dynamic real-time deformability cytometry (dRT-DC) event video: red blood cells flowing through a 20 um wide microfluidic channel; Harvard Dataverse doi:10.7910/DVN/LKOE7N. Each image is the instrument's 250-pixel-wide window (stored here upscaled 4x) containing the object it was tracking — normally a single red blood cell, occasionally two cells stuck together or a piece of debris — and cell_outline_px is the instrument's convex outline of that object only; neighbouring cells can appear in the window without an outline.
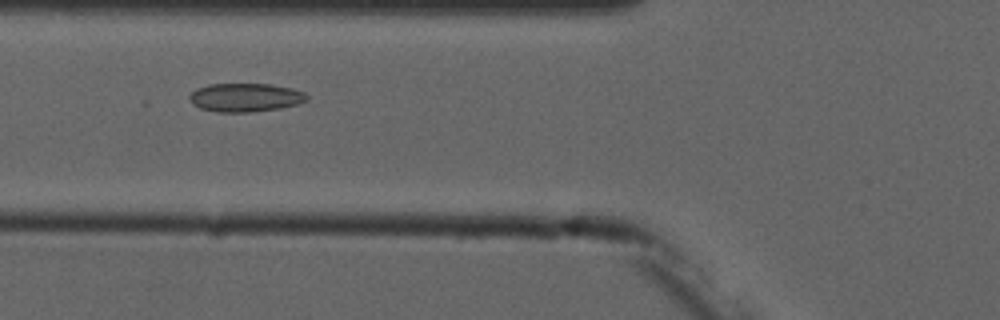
{"species": "common noctule bat (a hibernating species)", "species_latin": "Nyctalus noctula", "temperature_condition": "cold", "stored_images_in_passage": 3, "camera_frame_rate_fps": 3000, "um_per_image_px": 0.085, "animal": {"sex": "male", "forearm_length_mm": 52.5}, "frame": {"image": 1, "passage_image": 3, "time_ms": 2.0, "image_size_px": [1000, 320], "cell_outline_px": [[308, 100], [296, 104], [280, 108], [248, 112], [216, 112], [200, 108], [192, 104], [188, 96], [196, 88], [208, 84], [272, 84], [292, 88], [304, 92], [308, 96]], "centroid_in_image_um": [20.83, 8.28], "position_along_channel_um": 105.0, "area_um2": 19.59}}